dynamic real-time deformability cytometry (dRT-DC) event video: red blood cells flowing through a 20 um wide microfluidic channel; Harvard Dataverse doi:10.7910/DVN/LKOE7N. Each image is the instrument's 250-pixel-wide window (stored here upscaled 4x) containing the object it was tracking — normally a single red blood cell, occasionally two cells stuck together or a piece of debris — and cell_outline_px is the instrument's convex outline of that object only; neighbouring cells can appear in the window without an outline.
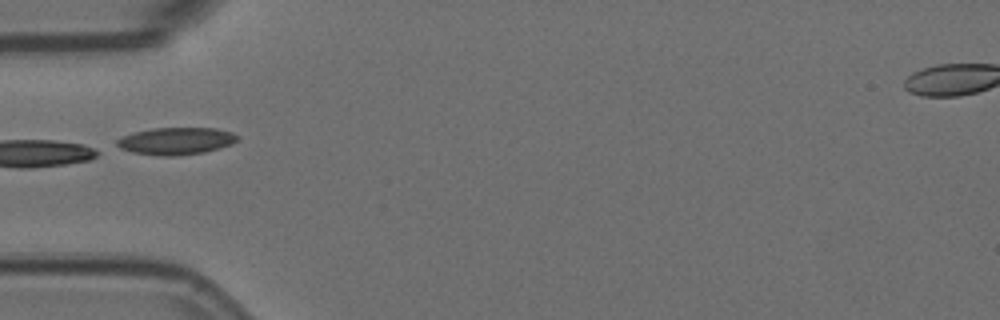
{"species": "Egyptian fruit bat (a non-hibernating species)", "species_latin": "Rousettus aegyptiacus", "temperature_condition": "room temperature", "stored_images_in_passage": 26, "camera_frame_rate_fps": 3000, "um_per_image_px": 0.085, "animal": {"sex": "female"}, "frame": {"image": 1, "passage_image": 1, "time_ms": 0.0, "image_size_px": [1000, 320], "cell_outline_px": [[240, 136], [232, 144], [220, 148], [204, 152], [180, 156], [156, 156], [132, 152], [120, 148], [116, 144], [116, 140], [124, 136], [136, 132], [152, 128], [216, 128], [232, 132]], "centroid_in_image_um": [14.99, 11.99], "position_along_channel_um": 70.0, "area_um2": 19.19}}